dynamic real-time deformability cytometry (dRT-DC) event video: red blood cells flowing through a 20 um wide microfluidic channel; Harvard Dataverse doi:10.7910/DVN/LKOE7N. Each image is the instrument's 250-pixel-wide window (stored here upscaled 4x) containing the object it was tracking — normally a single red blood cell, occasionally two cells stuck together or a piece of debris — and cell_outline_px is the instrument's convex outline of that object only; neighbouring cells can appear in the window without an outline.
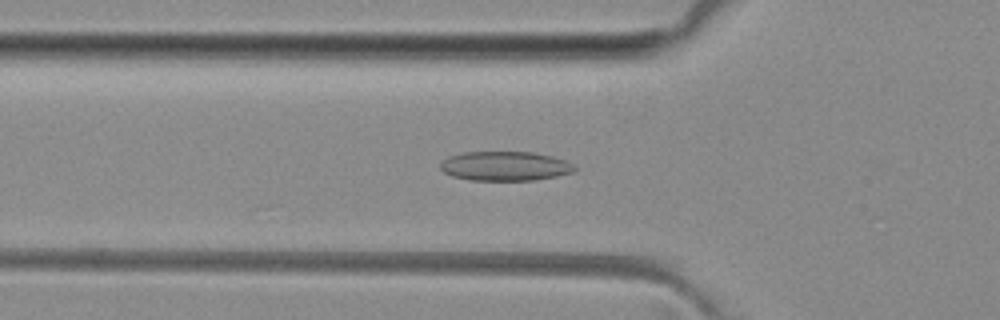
{"species": "common noctule bat (a hibernating species)", "species_latin": "Nyctalus noctula", "temperature_condition": "room temperature", "stored_images_in_passage": 28, "camera_frame_rate_fps": 3000, "um_per_image_px": 0.085, "animal": {"sex": "female", "body_mass_g": 29.2, "forearm_length_mm": 56.3}, "frame": {"image": 1, "passage_image": 17, "time_ms": 5.333, "image_size_px": [1000, 320], "cell_outline_px": [[576, 168], [572, 172], [556, 176], [536, 180], [468, 180], [452, 176], [444, 172], [440, 168], [440, 164], [448, 156], [464, 152], [532, 152], [552, 156], [564, 160], [572, 164]], "centroid_in_image_um": [42.9, 14.12], "position_along_channel_um": 82.9, "area_um2": 22.89}}
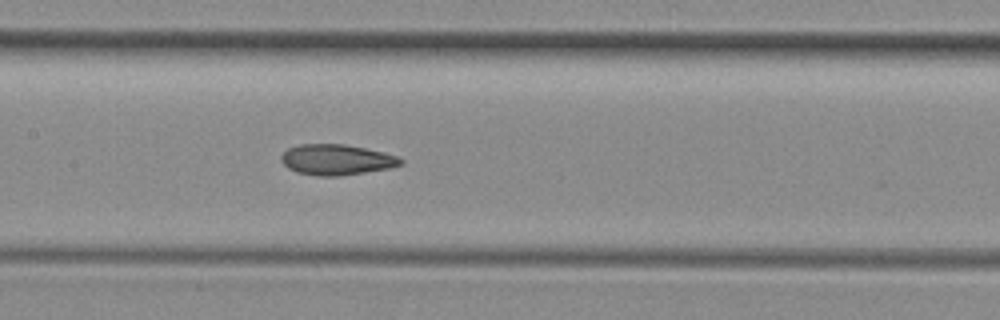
{"frame": {"image": 2, "passage_image": 24, "time_ms": 7.667, "image_size_px": [1000, 320], "cell_outline_px": [[404, 164], [388, 168], [340, 176], [316, 176], [296, 172], [288, 168], [280, 160], [280, 156], [288, 148], [300, 144], [344, 144], [384, 152], [396, 156], [404, 160]], "centroid_in_image_um": [28.59, 13.57], "position_along_channel_um": 178.8, "area_um2": 21.33}}
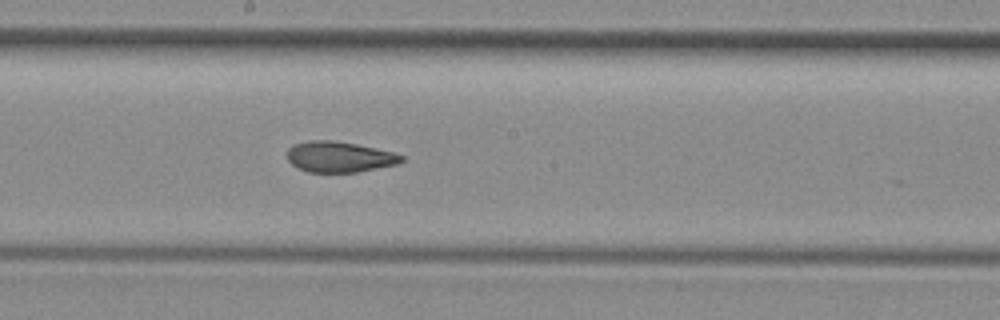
{"frame": {"image": 3, "passage_image": 27, "time_ms": 8.667, "image_size_px": [1000, 320], "cell_outline_px": [[404, 160], [396, 164], [356, 172], [308, 172], [296, 168], [288, 160], [288, 148], [292, 144], [308, 140], [332, 140], [356, 144], [392, 152], [404, 156]], "centroid_in_image_um": [28.79, 13.33], "position_along_channel_um": 219.4, "area_um2": 20.4}}